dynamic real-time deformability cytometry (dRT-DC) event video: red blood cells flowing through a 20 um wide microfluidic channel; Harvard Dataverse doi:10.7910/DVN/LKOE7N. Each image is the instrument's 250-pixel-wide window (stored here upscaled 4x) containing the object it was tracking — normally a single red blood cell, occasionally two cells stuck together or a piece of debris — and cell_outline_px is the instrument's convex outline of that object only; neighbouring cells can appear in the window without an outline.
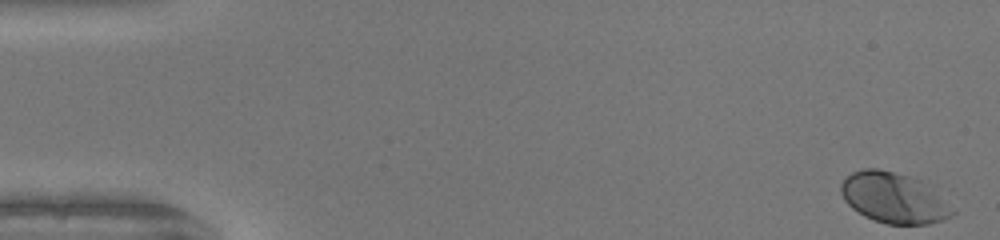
{"species": "human", "species_latin": "Homo sapiens", "temperature_condition": "warm", "stored_images_in_passage": 50, "camera_frame_rate_fps": 3000, "um_per_image_px": 0.085, "donor": {"sex": "female"}, "frame": {"image": 1, "passage_image": 1, "time_ms": 0.0, "image_size_px": [1000, 240], "cell_outline_px": [[956, 212], [952, 216], [944, 220], [928, 224], [888, 224], [864, 216], [852, 208], [844, 200], [840, 192], [840, 184], [852, 172], [864, 168], [876, 168], [908, 176], [920, 180]], "centroid_in_image_um": [75.92, 16.83], "position_along_channel_um": 9.1, "area_um2": 32.25}}
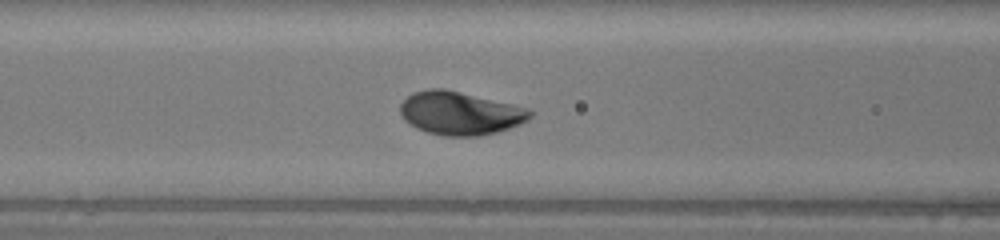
{"frame": {"image": 2, "passage_image": 21, "time_ms": 6.667, "image_size_px": [1000, 240], "cell_outline_px": [[532, 116], [528, 120], [520, 124], [496, 132], [480, 136], [444, 136], [428, 132], [416, 128], [404, 120], [400, 112], [400, 104], [412, 92], [428, 88], [444, 88], [512, 104], [528, 108], [532, 112]], "centroid_in_image_um": [39.09, 9.62], "position_along_channel_um": 127.5, "area_um2": 32.71}}
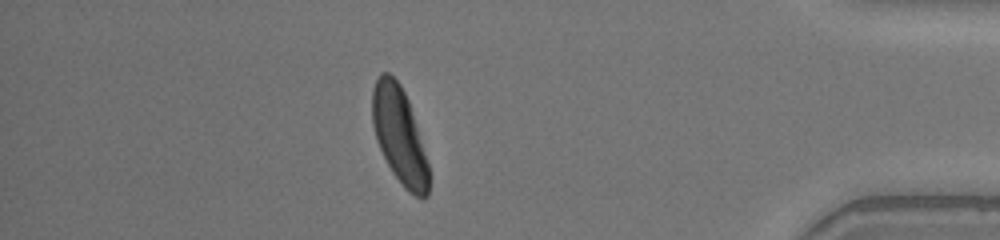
{"frame": {"image": 3, "passage_image": 44, "time_ms": 14.333, "image_size_px": [1000, 240], "cell_outline_px": [[428, 196], [424, 200], [408, 192], [404, 188], [392, 172], [376, 140], [372, 124], [372, 88], [380, 72], [388, 72], [400, 84], [408, 100], [428, 164]], "centroid_in_image_um": [33.92, 11.51], "position_along_channel_um": 401.3, "area_um2": 31.39}, "authors_computed_cell_mechanics": {"area_um2": 31.7322, "velocity_mm_per_s": 4.1171, "shape_relaxation_time_tau1_ms": 1.4333, "shape_relaxation_time_tau2_ms": null, "deformation_change_tau1": 0.1446, "deformation_change_tau2": null}}